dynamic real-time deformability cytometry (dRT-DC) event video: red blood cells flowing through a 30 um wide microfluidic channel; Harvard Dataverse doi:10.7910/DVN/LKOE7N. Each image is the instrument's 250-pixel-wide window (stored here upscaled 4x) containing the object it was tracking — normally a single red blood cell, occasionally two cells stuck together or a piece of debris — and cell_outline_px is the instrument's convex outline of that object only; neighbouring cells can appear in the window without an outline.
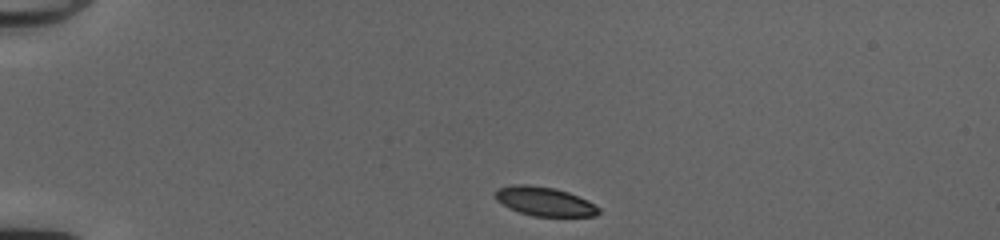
{"species": "common noctule bat (a hibernating species)", "species_latin": "Nyctalus noctula", "temperature_condition": "cold", "stored_images_in_passage": 40, "camera_frame_rate_fps": 3000, "um_per_image_px": 0.085, "animal": {"sex": "female", "body_mass_g": 20.0, "forearm_length_mm": 54.0}, "frame": {"image": 1, "passage_image": 1, "time_ms": 0.0, "image_size_px": [1000, 240], "cell_outline_px": [[600, 212], [596, 216], [532, 216], [508, 208], [496, 200], [496, 188], [512, 184], [528, 184], [556, 188], [568, 192], [588, 200], [600, 208]], "centroid_in_image_um": [46.28, 17.11], "position_along_channel_um": 38.7, "area_um2": 17.63}}
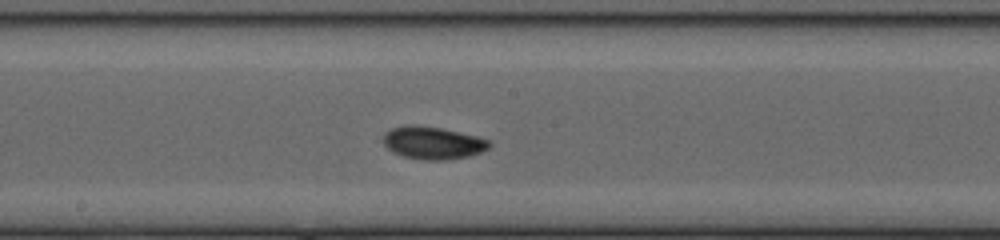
{"frame": {"image": 2, "passage_image": 18, "time_ms": 5.667, "image_size_px": [1000, 240], "cell_outline_px": [[492, 144], [488, 148], [480, 152], [468, 156], [444, 160], [424, 160], [404, 156], [388, 148], [384, 144], [384, 132], [392, 128], [408, 124], [412, 124], [440, 128], [476, 136], [488, 140]], "centroid_in_image_um": [36.78, 12.13], "position_along_channel_um": 211.4, "area_um2": 19.83}}
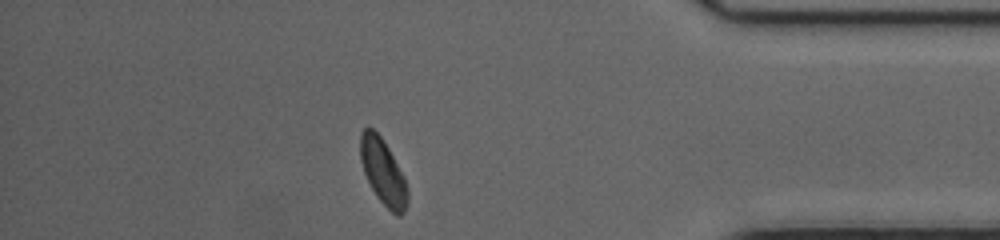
{"frame": {"image": 3, "passage_image": 34, "time_ms": 11.0, "image_size_px": [1000, 240], "cell_outline_px": [[408, 204], [404, 212], [400, 216], [396, 216], [376, 196], [364, 172], [360, 160], [360, 132], [364, 128], [372, 128], [380, 136], [388, 148], [404, 180], [408, 192]], "centroid_in_image_um": [32.54, 14.63], "position_along_channel_um": 402.7, "area_um2": 17.63}, "authors_computed_cell_mechanics": {"area_um2": 18.6405, "velocity_mm_per_s": 4.0998, "shape_relaxation_time_tau1_ms": 1.8417, "shape_relaxation_time_tau2_ms": 2.4305, "deformation_change_tau1": 0.1229, "deformation_change_tau2": 0.0658}}